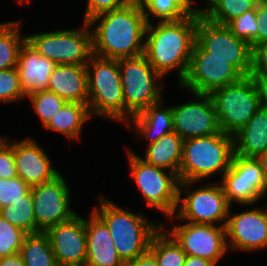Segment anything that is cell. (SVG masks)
Segmentation results:
<instances>
[{
    "instance_id": "obj_1",
    "label": "cell",
    "mask_w": 267,
    "mask_h": 266,
    "mask_svg": "<svg viewBox=\"0 0 267 266\" xmlns=\"http://www.w3.org/2000/svg\"><path fill=\"white\" fill-rule=\"evenodd\" d=\"M87 22L90 26L99 23L91 29L93 55L118 60L144 54L147 22L139 0Z\"/></svg>"
},
{
    "instance_id": "obj_2",
    "label": "cell",
    "mask_w": 267,
    "mask_h": 266,
    "mask_svg": "<svg viewBox=\"0 0 267 266\" xmlns=\"http://www.w3.org/2000/svg\"><path fill=\"white\" fill-rule=\"evenodd\" d=\"M196 29L197 13L176 21L147 24L144 55L162 77L175 69L179 83L185 78L196 42Z\"/></svg>"
},
{
    "instance_id": "obj_3",
    "label": "cell",
    "mask_w": 267,
    "mask_h": 266,
    "mask_svg": "<svg viewBox=\"0 0 267 266\" xmlns=\"http://www.w3.org/2000/svg\"><path fill=\"white\" fill-rule=\"evenodd\" d=\"M100 206L93 212L108 227L116 252L124 264L149 250L153 236L162 224L146 220L141 213H132L104 196L98 197Z\"/></svg>"
},
{
    "instance_id": "obj_4",
    "label": "cell",
    "mask_w": 267,
    "mask_h": 266,
    "mask_svg": "<svg viewBox=\"0 0 267 266\" xmlns=\"http://www.w3.org/2000/svg\"><path fill=\"white\" fill-rule=\"evenodd\" d=\"M235 155L234 136L219 133L185 139L179 168L180 182H196L230 168Z\"/></svg>"
},
{
    "instance_id": "obj_5",
    "label": "cell",
    "mask_w": 267,
    "mask_h": 266,
    "mask_svg": "<svg viewBox=\"0 0 267 266\" xmlns=\"http://www.w3.org/2000/svg\"><path fill=\"white\" fill-rule=\"evenodd\" d=\"M86 68L91 116H105L125 123V104L118 60L92 55Z\"/></svg>"
},
{
    "instance_id": "obj_6",
    "label": "cell",
    "mask_w": 267,
    "mask_h": 266,
    "mask_svg": "<svg viewBox=\"0 0 267 266\" xmlns=\"http://www.w3.org/2000/svg\"><path fill=\"white\" fill-rule=\"evenodd\" d=\"M118 66L121 73L126 123L129 118L162 100L163 86L156 83L162 76L154 70L144 54L118 59Z\"/></svg>"
},
{
    "instance_id": "obj_7",
    "label": "cell",
    "mask_w": 267,
    "mask_h": 266,
    "mask_svg": "<svg viewBox=\"0 0 267 266\" xmlns=\"http://www.w3.org/2000/svg\"><path fill=\"white\" fill-rule=\"evenodd\" d=\"M220 131L234 136L260 108L259 95L251 76L214 90L210 94Z\"/></svg>"
},
{
    "instance_id": "obj_8",
    "label": "cell",
    "mask_w": 267,
    "mask_h": 266,
    "mask_svg": "<svg viewBox=\"0 0 267 266\" xmlns=\"http://www.w3.org/2000/svg\"><path fill=\"white\" fill-rule=\"evenodd\" d=\"M90 27L84 21L82 30H56L25 37L31 47L55 64L86 65L93 55Z\"/></svg>"
},
{
    "instance_id": "obj_9",
    "label": "cell",
    "mask_w": 267,
    "mask_h": 266,
    "mask_svg": "<svg viewBox=\"0 0 267 266\" xmlns=\"http://www.w3.org/2000/svg\"><path fill=\"white\" fill-rule=\"evenodd\" d=\"M127 152L131 175L147 206L160 210L173 219L178 203V176L174 172L166 173V169L147 163L131 150Z\"/></svg>"
},
{
    "instance_id": "obj_10",
    "label": "cell",
    "mask_w": 267,
    "mask_h": 266,
    "mask_svg": "<svg viewBox=\"0 0 267 266\" xmlns=\"http://www.w3.org/2000/svg\"><path fill=\"white\" fill-rule=\"evenodd\" d=\"M196 42L211 57L226 60L244 77L251 75L252 48L248 42L237 38L226 25H219L197 13Z\"/></svg>"
},
{
    "instance_id": "obj_11",
    "label": "cell",
    "mask_w": 267,
    "mask_h": 266,
    "mask_svg": "<svg viewBox=\"0 0 267 266\" xmlns=\"http://www.w3.org/2000/svg\"><path fill=\"white\" fill-rule=\"evenodd\" d=\"M195 183L191 181L179 183L176 208L178 212H175L177 214L175 217L202 224L218 225L219 222H223L222 226H225L232 205L227 202L222 185L214 183L210 186L198 187L192 192L190 189ZM184 189H188V194L185 198H181V192Z\"/></svg>"
},
{
    "instance_id": "obj_12",
    "label": "cell",
    "mask_w": 267,
    "mask_h": 266,
    "mask_svg": "<svg viewBox=\"0 0 267 266\" xmlns=\"http://www.w3.org/2000/svg\"><path fill=\"white\" fill-rule=\"evenodd\" d=\"M243 77L233 65L226 60L211 57L195 42L187 74L179 86L190 93L211 94Z\"/></svg>"
},
{
    "instance_id": "obj_13",
    "label": "cell",
    "mask_w": 267,
    "mask_h": 266,
    "mask_svg": "<svg viewBox=\"0 0 267 266\" xmlns=\"http://www.w3.org/2000/svg\"><path fill=\"white\" fill-rule=\"evenodd\" d=\"M221 185L227 202L253 205L267 193V181L256 158L233 156L230 168L223 174Z\"/></svg>"
},
{
    "instance_id": "obj_14",
    "label": "cell",
    "mask_w": 267,
    "mask_h": 266,
    "mask_svg": "<svg viewBox=\"0 0 267 266\" xmlns=\"http://www.w3.org/2000/svg\"><path fill=\"white\" fill-rule=\"evenodd\" d=\"M189 256H197L216 266L228 251L225 226L187 222L166 231Z\"/></svg>"
},
{
    "instance_id": "obj_15",
    "label": "cell",
    "mask_w": 267,
    "mask_h": 266,
    "mask_svg": "<svg viewBox=\"0 0 267 266\" xmlns=\"http://www.w3.org/2000/svg\"><path fill=\"white\" fill-rule=\"evenodd\" d=\"M31 192L36 226L42 232L77 214L70 208V191L61 174L50 182L32 186Z\"/></svg>"
},
{
    "instance_id": "obj_16",
    "label": "cell",
    "mask_w": 267,
    "mask_h": 266,
    "mask_svg": "<svg viewBox=\"0 0 267 266\" xmlns=\"http://www.w3.org/2000/svg\"><path fill=\"white\" fill-rule=\"evenodd\" d=\"M192 95L195 100L171 106L173 131L183 140L219 133L216 109L210 94Z\"/></svg>"
},
{
    "instance_id": "obj_17",
    "label": "cell",
    "mask_w": 267,
    "mask_h": 266,
    "mask_svg": "<svg viewBox=\"0 0 267 266\" xmlns=\"http://www.w3.org/2000/svg\"><path fill=\"white\" fill-rule=\"evenodd\" d=\"M45 233L58 265L85 266L87 242L83 217L76 214L68 221L48 228Z\"/></svg>"
},
{
    "instance_id": "obj_18",
    "label": "cell",
    "mask_w": 267,
    "mask_h": 266,
    "mask_svg": "<svg viewBox=\"0 0 267 266\" xmlns=\"http://www.w3.org/2000/svg\"><path fill=\"white\" fill-rule=\"evenodd\" d=\"M231 215L229 209L225 224L226 238L231 241L228 249L249 252L267 248V208Z\"/></svg>"
},
{
    "instance_id": "obj_19",
    "label": "cell",
    "mask_w": 267,
    "mask_h": 266,
    "mask_svg": "<svg viewBox=\"0 0 267 266\" xmlns=\"http://www.w3.org/2000/svg\"><path fill=\"white\" fill-rule=\"evenodd\" d=\"M17 175L29 186H35L54 180L61 173L53 168L46 154L32 138L12 142Z\"/></svg>"
},
{
    "instance_id": "obj_20",
    "label": "cell",
    "mask_w": 267,
    "mask_h": 266,
    "mask_svg": "<svg viewBox=\"0 0 267 266\" xmlns=\"http://www.w3.org/2000/svg\"><path fill=\"white\" fill-rule=\"evenodd\" d=\"M85 219L87 256L85 266H125L119 258L108 227L92 211Z\"/></svg>"
},
{
    "instance_id": "obj_21",
    "label": "cell",
    "mask_w": 267,
    "mask_h": 266,
    "mask_svg": "<svg viewBox=\"0 0 267 266\" xmlns=\"http://www.w3.org/2000/svg\"><path fill=\"white\" fill-rule=\"evenodd\" d=\"M55 65L25 41L20 48L16 68L26 96L47 89Z\"/></svg>"
},
{
    "instance_id": "obj_22",
    "label": "cell",
    "mask_w": 267,
    "mask_h": 266,
    "mask_svg": "<svg viewBox=\"0 0 267 266\" xmlns=\"http://www.w3.org/2000/svg\"><path fill=\"white\" fill-rule=\"evenodd\" d=\"M86 65L56 64L46 90L57 94L66 102L88 104Z\"/></svg>"
},
{
    "instance_id": "obj_23",
    "label": "cell",
    "mask_w": 267,
    "mask_h": 266,
    "mask_svg": "<svg viewBox=\"0 0 267 266\" xmlns=\"http://www.w3.org/2000/svg\"><path fill=\"white\" fill-rule=\"evenodd\" d=\"M235 155L256 158L267 151V109L260 107L234 135Z\"/></svg>"
},
{
    "instance_id": "obj_24",
    "label": "cell",
    "mask_w": 267,
    "mask_h": 266,
    "mask_svg": "<svg viewBox=\"0 0 267 266\" xmlns=\"http://www.w3.org/2000/svg\"><path fill=\"white\" fill-rule=\"evenodd\" d=\"M162 103L159 101L150 105L125 123L128 127L132 125V128L139 132V135L141 133L140 136L149 140V144L173 132L171 106L164 107Z\"/></svg>"
},
{
    "instance_id": "obj_25",
    "label": "cell",
    "mask_w": 267,
    "mask_h": 266,
    "mask_svg": "<svg viewBox=\"0 0 267 266\" xmlns=\"http://www.w3.org/2000/svg\"><path fill=\"white\" fill-rule=\"evenodd\" d=\"M184 140L176 133L171 132L162 136L156 142L150 143L144 159L156 167L174 172L179 178V168L183 156Z\"/></svg>"
},
{
    "instance_id": "obj_26",
    "label": "cell",
    "mask_w": 267,
    "mask_h": 266,
    "mask_svg": "<svg viewBox=\"0 0 267 266\" xmlns=\"http://www.w3.org/2000/svg\"><path fill=\"white\" fill-rule=\"evenodd\" d=\"M92 117L88 104L66 102L45 126L47 130L60 132L70 140L80 139L84 123Z\"/></svg>"
},
{
    "instance_id": "obj_27",
    "label": "cell",
    "mask_w": 267,
    "mask_h": 266,
    "mask_svg": "<svg viewBox=\"0 0 267 266\" xmlns=\"http://www.w3.org/2000/svg\"><path fill=\"white\" fill-rule=\"evenodd\" d=\"M139 2L147 24L151 22L150 14L159 21H176L200 11L192 6L193 0H139Z\"/></svg>"
},
{
    "instance_id": "obj_28",
    "label": "cell",
    "mask_w": 267,
    "mask_h": 266,
    "mask_svg": "<svg viewBox=\"0 0 267 266\" xmlns=\"http://www.w3.org/2000/svg\"><path fill=\"white\" fill-rule=\"evenodd\" d=\"M20 255L25 266H57L49 237L45 232L27 234Z\"/></svg>"
},
{
    "instance_id": "obj_29",
    "label": "cell",
    "mask_w": 267,
    "mask_h": 266,
    "mask_svg": "<svg viewBox=\"0 0 267 266\" xmlns=\"http://www.w3.org/2000/svg\"><path fill=\"white\" fill-rule=\"evenodd\" d=\"M261 0H207L208 7L200 8L201 15L210 22L227 25L244 12L253 10Z\"/></svg>"
},
{
    "instance_id": "obj_30",
    "label": "cell",
    "mask_w": 267,
    "mask_h": 266,
    "mask_svg": "<svg viewBox=\"0 0 267 266\" xmlns=\"http://www.w3.org/2000/svg\"><path fill=\"white\" fill-rule=\"evenodd\" d=\"M20 22L0 24V70L15 68L26 37L20 35Z\"/></svg>"
},
{
    "instance_id": "obj_31",
    "label": "cell",
    "mask_w": 267,
    "mask_h": 266,
    "mask_svg": "<svg viewBox=\"0 0 267 266\" xmlns=\"http://www.w3.org/2000/svg\"><path fill=\"white\" fill-rule=\"evenodd\" d=\"M162 228L153 236L149 251L154 255L158 266H183L187 254Z\"/></svg>"
},
{
    "instance_id": "obj_32",
    "label": "cell",
    "mask_w": 267,
    "mask_h": 266,
    "mask_svg": "<svg viewBox=\"0 0 267 266\" xmlns=\"http://www.w3.org/2000/svg\"><path fill=\"white\" fill-rule=\"evenodd\" d=\"M0 216L27 234L42 232L36 226L31 191L23 199H19L15 203L1 208Z\"/></svg>"
},
{
    "instance_id": "obj_33",
    "label": "cell",
    "mask_w": 267,
    "mask_h": 266,
    "mask_svg": "<svg viewBox=\"0 0 267 266\" xmlns=\"http://www.w3.org/2000/svg\"><path fill=\"white\" fill-rule=\"evenodd\" d=\"M31 101L32 107L45 127L52 116L66 103L57 94L48 91H36L26 96Z\"/></svg>"
},
{
    "instance_id": "obj_34",
    "label": "cell",
    "mask_w": 267,
    "mask_h": 266,
    "mask_svg": "<svg viewBox=\"0 0 267 266\" xmlns=\"http://www.w3.org/2000/svg\"><path fill=\"white\" fill-rule=\"evenodd\" d=\"M26 235L0 216V258L19 253Z\"/></svg>"
},
{
    "instance_id": "obj_35",
    "label": "cell",
    "mask_w": 267,
    "mask_h": 266,
    "mask_svg": "<svg viewBox=\"0 0 267 266\" xmlns=\"http://www.w3.org/2000/svg\"><path fill=\"white\" fill-rule=\"evenodd\" d=\"M232 33L248 42L253 49L257 45V19L256 8L244 12L226 25Z\"/></svg>"
},
{
    "instance_id": "obj_36",
    "label": "cell",
    "mask_w": 267,
    "mask_h": 266,
    "mask_svg": "<svg viewBox=\"0 0 267 266\" xmlns=\"http://www.w3.org/2000/svg\"><path fill=\"white\" fill-rule=\"evenodd\" d=\"M25 97L17 68L0 70V102L10 103Z\"/></svg>"
},
{
    "instance_id": "obj_37",
    "label": "cell",
    "mask_w": 267,
    "mask_h": 266,
    "mask_svg": "<svg viewBox=\"0 0 267 266\" xmlns=\"http://www.w3.org/2000/svg\"><path fill=\"white\" fill-rule=\"evenodd\" d=\"M30 191L31 186L19 176L11 179L0 178V207L4 208L19 199H23Z\"/></svg>"
},
{
    "instance_id": "obj_38",
    "label": "cell",
    "mask_w": 267,
    "mask_h": 266,
    "mask_svg": "<svg viewBox=\"0 0 267 266\" xmlns=\"http://www.w3.org/2000/svg\"><path fill=\"white\" fill-rule=\"evenodd\" d=\"M84 21H89L94 16L103 12L127 6L137 0H87Z\"/></svg>"
},
{
    "instance_id": "obj_39",
    "label": "cell",
    "mask_w": 267,
    "mask_h": 266,
    "mask_svg": "<svg viewBox=\"0 0 267 266\" xmlns=\"http://www.w3.org/2000/svg\"><path fill=\"white\" fill-rule=\"evenodd\" d=\"M7 141L0 147V178L11 179L17 175L12 142Z\"/></svg>"
},
{
    "instance_id": "obj_40",
    "label": "cell",
    "mask_w": 267,
    "mask_h": 266,
    "mask_svg": "<svg viewBox=\"0 0 267 266\" xmlns=\"http://www.w3.org/2000/svg\"><path fill=\"white\" fill-rule=\"evenodd\" d=\"M251 74L267 75V42L257 44L252 49Z\"/></svg>"
},
{
    "instance_id": "obj_41",
    "label": "cell",
    "mask_w": 267,
    "mask_h": 266,
    "mask_svg": "<svg viewBox=\"0 0 267 266\" xmlns=\"http://www.w3.org/2000/svg\"><path fill=\"white\" fill-rule=\"evenodd\" d=\"M257 44L267 42V0H261L256 7Z\"/></svg>"
},
{
    "instance_id": "obj_42",
    "label": "cell",
    "mask_w": 267,
    "mask_h": 266,
    "mask_svg": "<svg viewBox=\"0 0 267 266\" xmlns=\"http://www.w3.org/2000/svg\"><path fill=\"white\" fill-rule=\"evenodd\" d=\"M257 87L260 107L267 109V75L265 74H251L250 75Z\"/></svg>"
},
{
    "instance_id": "obj_43",
    "label": "cell",
    "mask_w": 267,
    "mask_h": 266,
    "mask_svg": "<svg viewBox=\"0 0 267 266\" xmlns=\"http://www.w3.org/2000/svg\"><path fill=\"white\" fill-rule=\"evenodd\" d=\"M125 266H158L154 255L148 250L137 258L125 264Z\"/></svg>"
},
{
    "instance_id": "obj_44",
    "label": "cell",
    "mask_w": 267,
    "mask_h": 266,
    "mask_svg": "<svg viewBox=\"0 0 267 266\" xmlns=\"http://www.w3.org/2000/svg\"><path fill=\"white\" fill-rule=\"evenodd\" d=\"M0 266H25V263L20 253H16L11 256L0 258Z\"/></svg>"
},
{
    "instance_id": "obj_45",
    "label": "cell",
    "mask_w": 267,
    "mask_h": 266,
    "mask_svg": "<svg viewBox=\"0 0 267 266\" xmlns=\"http://www.w3.org/2000/svg\"><path fill=\"white\" fill-rule=\"evenodd\" d=\"M183 266H216V265L209 260H205L197 256L187 255Z\"/></svg>"
},
{
    "instance_id": "obj_46",
    "label": "cell",
    "mask_w": 267,
    "mask_h": 266,
    "mask_svg": "<svg viewBox=\"0 0 267 266\" xmlns=\"http://www.w3.org/2000/svg\"><path fill=\"white\" fill-rule=\"evenodd\" d=\"M256 159L260 163V166H261V169L263 172V176H264L265 180L267 181V151L258 155L256 157Z\"/></svg>"
},
{
    "instance_id": "obj_47",
    "label": "cell",
    "mask_w": 267,
    "mask_h": 266,
    "mask_svg": "<svg viewBox=\"0 0 267 266\" xmlns=\"http://www.w3.org/2000/svg\"><path fill=\"white\" fill-rule=\"evenodd\" d=\"M7 136L6 137H0V147L6 142Z\"/></svg>"
},
{
    "instance_id": "obj_48",
    "label": "cell",
    "mask_w": 267,
    "mask_h": 266,
    "mask_svg": "<svg viewBox=\"0 0 267 266\" xmlns=\"http://www.w3.org/2000/svg\"><path fill=\"white\" fill-rule=\"evenodd\" d=\"M20 4H23L25 1H27L29 3L30 0H17Z\"/></svg>"
}]
</instances>
